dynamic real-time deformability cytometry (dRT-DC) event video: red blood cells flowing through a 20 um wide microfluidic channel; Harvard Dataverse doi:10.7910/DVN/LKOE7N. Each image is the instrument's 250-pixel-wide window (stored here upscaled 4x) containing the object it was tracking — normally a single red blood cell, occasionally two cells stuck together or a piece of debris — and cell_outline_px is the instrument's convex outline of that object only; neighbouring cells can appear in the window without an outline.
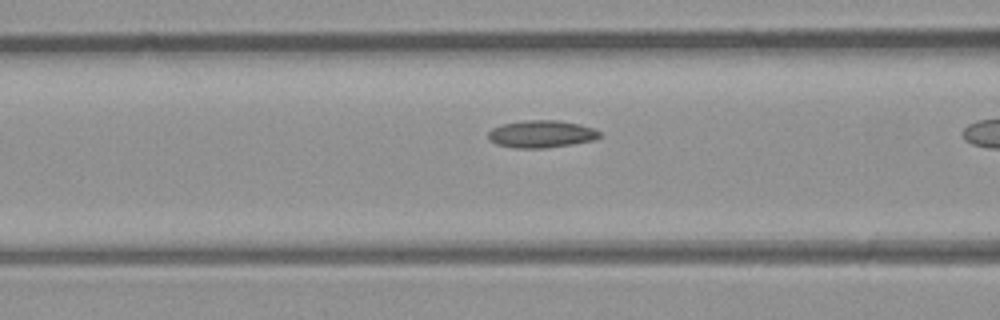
{"species": "common noctule bat (a hibernating species)", "species_latin": "Nyctalus noctula", "temperature_condition": "room temperature", "stored_images_in_passage": 5, "camera_frame_rate_fps": 3000, "um_per_image_px": 0.085, "animal": {"sex": "male", "body_mass_g": 23.1, "forearm_length_mm": 52.7}, "frame": {"image": 1, "passage_image": 4, "time_ms": 1.0, "image_size_px": [1000, 320], "cell_outline_px": [[600, 136], [596, 140], [572, 144], [544, 148], [516, 148], [496, 144], [488, 136], [488, 132], [492, 128], [500, 124], [524, 120], [560, 120], [580, 124], [592, 128], [600, 132]], "centroid_in_image_um": [46.02, 11.38], "position_along_channel_um": 120.6, "area_um2": 17.8}}